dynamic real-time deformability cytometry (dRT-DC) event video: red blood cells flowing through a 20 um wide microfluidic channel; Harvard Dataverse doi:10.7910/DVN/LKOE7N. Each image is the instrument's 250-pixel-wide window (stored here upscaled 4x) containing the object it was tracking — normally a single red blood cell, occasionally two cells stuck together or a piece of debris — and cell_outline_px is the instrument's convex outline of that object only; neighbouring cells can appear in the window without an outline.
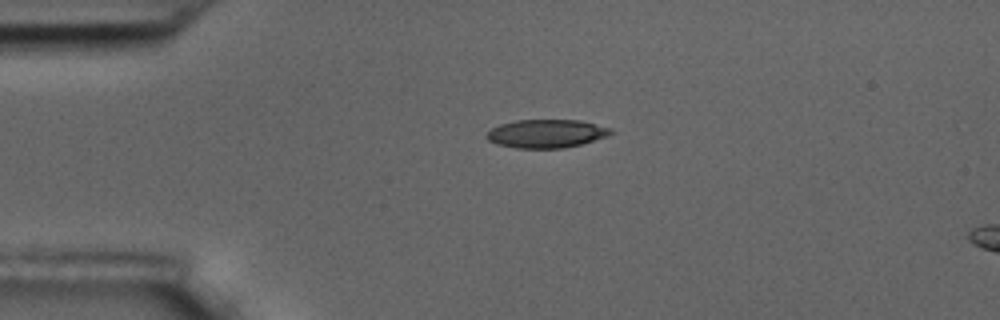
{"species": "common noctule bat (a hibernating species)", "species_latin": "Nyctalus noctula", "temperature_condition": "room temperature", "stored_images_in_passage": 3, "segment_of_instrument_passage": [1, 2], "camera_frame_rate_fps": 3000, "um_per_image_px": 0.085, "animal": {"sex": "male", "body_mass_g": 17.5, "forearm_length_mm": 52.3}, "frame": {"image": 1, "passage_image": 1, "time_ms": 0.0, "image_size_px": [1000, 320], "cell_outline_px": [[616, 132], [608, 136], [580, 144], [564, 148], [516, 148], [496, 144], [488, 140], [484, 136], [492, 128], [500, 124], [516, 120], [580, 120], [608, 128]], "centroid_in_image_um": [46.41, 11.36], "position_along_channel_um": 38.6, "area_um2": 20.46}}